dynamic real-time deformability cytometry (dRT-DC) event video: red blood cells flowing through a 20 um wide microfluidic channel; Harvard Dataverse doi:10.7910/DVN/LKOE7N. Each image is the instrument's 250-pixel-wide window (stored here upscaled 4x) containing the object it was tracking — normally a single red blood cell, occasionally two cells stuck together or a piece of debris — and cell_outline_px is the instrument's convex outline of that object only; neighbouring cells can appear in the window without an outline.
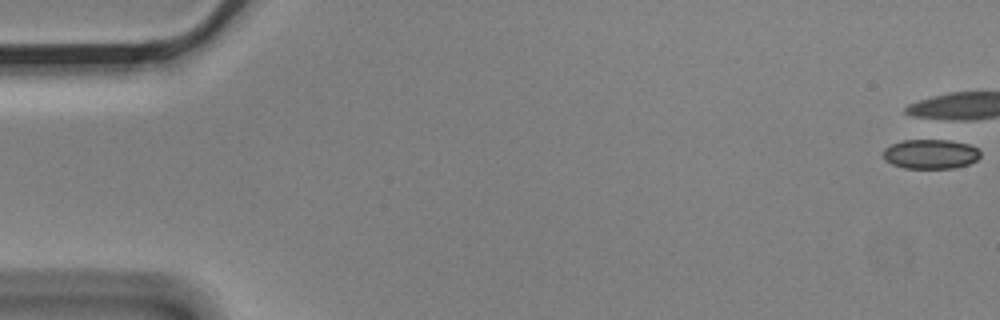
{"species": "Egyptian fruit bat (a non-hibernating species)", "species_latin": "Rousettus aegyptiacus", "temperature_condition": "cold", "stored_images_in_passage": 12, "camera_frame_rate_fps": 3000, "um_per_image_px": 0.085, "animal": {"sex": "male"}, "frame": {"image": 1, "passage_image": 1, "time_ms": 0.0, "image_size_px": [1000, 320], "cell_outline_px": [[980, 156], [976, 160], [968, 164], [952, 168], [904, 168], [892, 164], [884, 160], [884, 148], [892, 144], [904, 140], [948, 140], [968, 144], [976, 148], [980, 152]], "centroid_in_image_um": [79.08, 13.09], "position_along_channel_um": 5.9, "area_um2": 16.59}}